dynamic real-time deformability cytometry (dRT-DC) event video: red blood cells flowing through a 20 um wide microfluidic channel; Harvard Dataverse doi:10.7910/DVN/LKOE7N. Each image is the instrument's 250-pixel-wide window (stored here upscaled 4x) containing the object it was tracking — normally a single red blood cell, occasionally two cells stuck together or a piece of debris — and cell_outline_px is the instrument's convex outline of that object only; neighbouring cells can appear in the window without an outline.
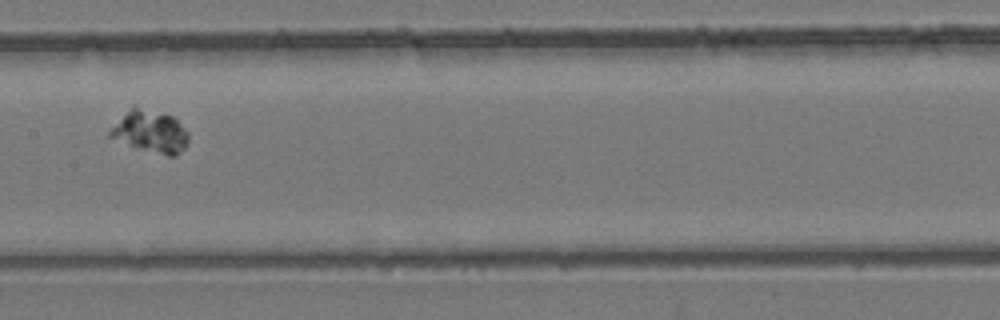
{"species": "common noctule bat (a hibernating species)", "species_latin": "Nyctalus noctula", "temperature_condition": "room temperature", "stored_images_in_passage": 34, "camera_frame_rate_fps": 3000, "um_per_image_px": 0.085, "animal": {"sex": "female", "body_mass_g": 24.6, "forearm_length_mm": 56.2}, "frame": {"image": 1, "passage_image": 15, "time_ms": 4.667, "image_size_px": [1000, 320], "cell_outline_px": [[188, 144], [176, 156], [168, 156], [108, 136], [108, 132], [132, 104], [136, 104], [172, 116], [188, 132]], "centroid_in_image_um": [12.81, 11.12], "position_along_channel_um": 194.6, "area_um2": 18.9}}
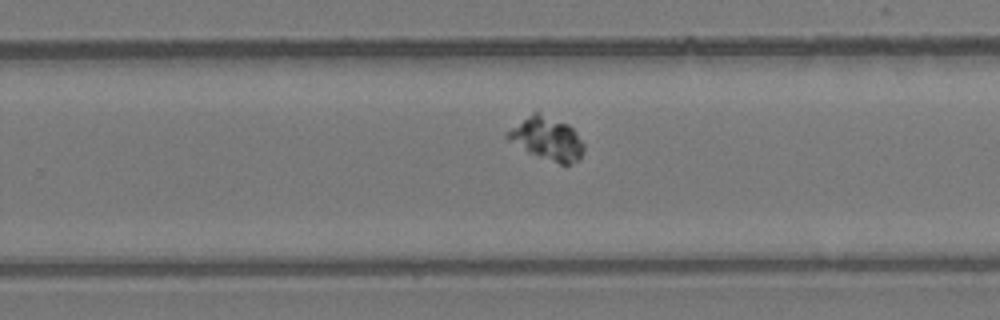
{"frame": {"image": 2, "passage_image": 20, "time_ms": 6.333, "image_size_px": [1000, 320], "cell_outline_px": [[584, 152], [580, 160], [568, 164], [560, 164], [528, 152], [508, 140], [504, 136], [504, 132], [532, 112], [536, 112], [568, 124], [576, 132], [584, 144]], "centroid_in_image_um": [46.48, 11.79], "position_along_channel_um": 283.3, "area_um2": 19.07}}